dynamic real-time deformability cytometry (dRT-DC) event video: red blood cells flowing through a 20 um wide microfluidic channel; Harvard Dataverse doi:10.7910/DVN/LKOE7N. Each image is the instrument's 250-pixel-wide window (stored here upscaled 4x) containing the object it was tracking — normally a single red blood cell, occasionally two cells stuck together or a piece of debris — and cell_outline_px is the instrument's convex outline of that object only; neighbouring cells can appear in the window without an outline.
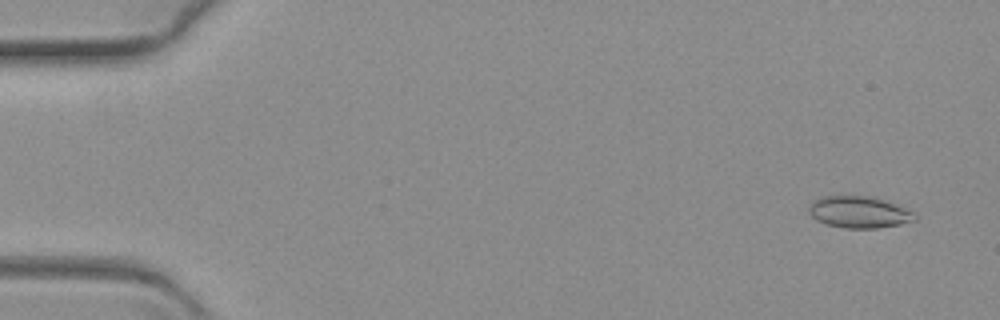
{"species": "common noctule bat (a hibernating species)", "species_latin": "Nyctalus noctula", "temperature_condition": "warm", "stored_images_in_passage": 64, "camera_frame_rate_fps": 3000, "um_per_image_px": 0.085, "animal": {"sex": "female", "body_mass_g": 19.3, "forearm_length_mm": 54.1}, "frame": {"image": 1, "passage_image": 4, "time_ms": 1.0, "image_size_px": [1000, 320], "cell_outline_px": [[916, 220], [900, 224], [876, 228], [844, 228], [824, 224], [816, 220], [808, 212], [808, 204], [812, 200], [820, 196], [868, 196], [904, 208], [912, 212], [916, 216]], "centroid_in_image_um": [72.92, 18.04], "position_along_channel_um": 12.1, "area_um2": 19.42}}
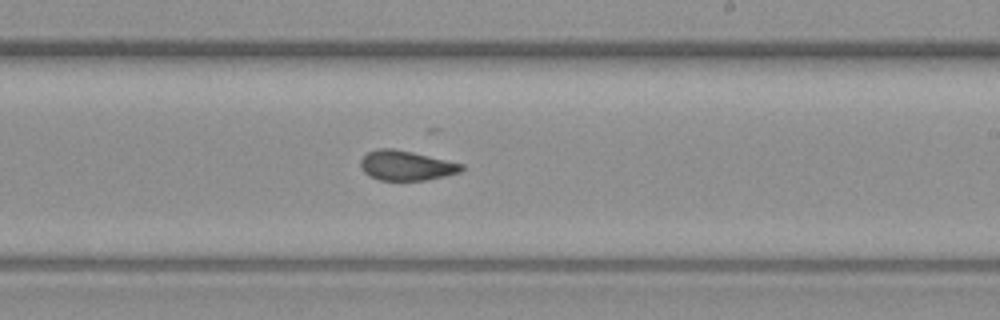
{"frame": {"image": 2, "passage_image": 39, "time_ms": 12.667, "image_size_px": [1000, 320], "cell_outline_px": [[464, 168], [460, 172], [428, 180], [380, 180], [364, 172], [360, 164], [360, 160], [368, 152], [380, 148], [392, 148], [412, 152], [464, 164]], "centroid_in_image_um": [34.54, 14.07], "position_along_channel_um": 254.5, "area_um2": 17.34}}
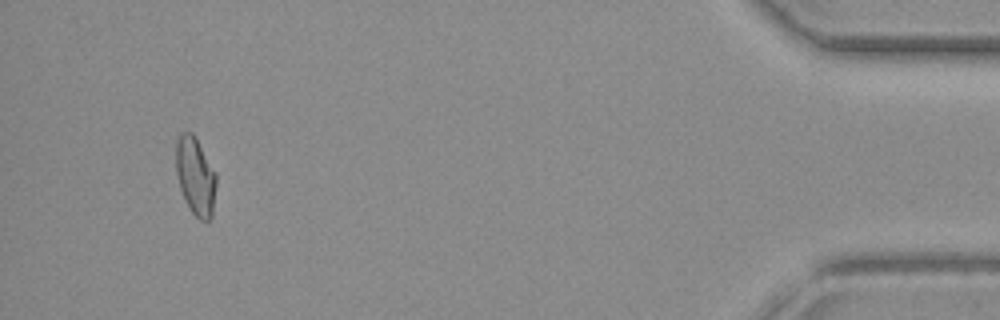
{"frame": {"image": 3, "passage_image": 61, "time_ms": 20.0, "image_size_px": [1000, 320], "cell_outline_px": [[216, 184], [212, 216], [208, 220], [200, 220], [192, 212], [180, 188], [176, 172], [176, 140], [180, 132], [192, 132], [216, 172]], "centroid_in_image_um": [16.61, 14.94], "position_along_channel_um": 418.6, "area_um2": 18.09}}